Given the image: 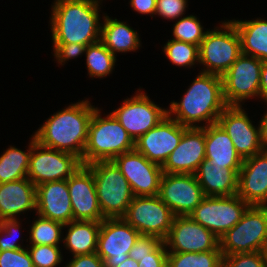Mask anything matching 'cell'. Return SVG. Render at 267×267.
Returning a JSON list of instances; mask_svg holds the SVG:
<instances>
[{"label":"cell","mask_w":267,"mask_h":267,"mask_svg":"<svg viewBox=\"0 0 267 267\" xmlns=\"http://www.w3.org/2000/svg\"><path fill=\"white\" fill-rule=\"evenodd\" d=\"M237 195L250 206H267V152L244 159Z\"/></svg>","instance_id":"cell-21"},{"label":"cell","mask_w":267,"mask_h":267,"mask_svg":"<svg viewBox=\"0 0 267 267\" xmlns=\"http://www.w3.org/2000/svg\"><path fill=\"white\" fill-rule=\"evenodd\" d=\"M34 267H58L63 261L62 248L51 245H28Z\"/></svg>","instance_id":"cell-35"},{"label":"cell","mask_w":267,"mask_h":267,"mask_svg":"<svg viewBox=\"0 0 267 267\" xmlns=\"http://www.w3.org/2000/svg\"><path fill=\"white\" fill-rule=\"evenodd\" d=\"M35 211L36 186L28 179L0 184V220L19 219V215Z\"/></svg>","instance_id":"cell-23"},{"label":"cell","mask_w":267,"mask_h":267,"mask_svg":"<svg viewBox=\"0 0 267 267\" xmlns=\"http://www.w3.org/2000/svg\"><path fill=\"white\" fill-rule=\"evenodd\" d=\"M263 254H264V258H265V260H266V262H267V241H266V243H265V246H264V249H263Z\"/></svg>","instance_id":"cell-48"},{"label":"cell","mask_w":267,"mask_h":267,"mask_svg":"<svg viewBox=\"0 0 267 267\" xmlns=\"http://www.w3.org/2000/svg\"><path fill=\"white\" fill-rule=\"evenodd\" d=\"M103 0H54L49 20L52 43L85 45L100 40Z\"/></svg>","instance_id":"cell-3"},{"label":"cell","mask_w":267,"mask_h":267,"mask_svg":"<svg viewBox=\"0 0 267 267\" xmlns=\"http://www.w3.org/2000/svg\"><path fill=\"white\" fill-rule=\"evenodd\" d=\"M219 240L223 256L263 251L267 241V206H250Z\"/></svg>","instance_id":"cell-7"},{"label":"cell","mask_w":267,"mask_h":267,"mask_svg":"<svg viewBox=\"0 0 267 267\" xmlns=\"http://www.w3.org/2000/svg\"><path fill=\"white\" fill-rule=\"evenodd\" d=\"M187 128L167 115L154 128L135 141L134 149L149 161L162 166L179 145Z\"/></svg>","instance_id":"cell-18"},{"label":"cell","mask_w":267,"mask_h":267,"mask_svg":"<svg viewBox=\"0 0 267 267\" xmlns=\"http://www.w3.org/2000/svg\"><path fill=\"white\" fill-rule=\"evenodd\" d=\"M249 207L237 194L205 196L189 216L220 238L240 221Z\"/></svg>","instance_id":"cell-8"},{"label":"cell","mask_w":267,"mask_h":267,"mask_svg":"<svg viewBox=\"0 0 267 267\" xmlns=\"http://www.w3.org/2000/svg\"><path fill=\"white\" fill-rule=\"evenodd\" d=\"M167 252H205L220 250V240L213 232L189 215L175 216L164 240Z\"/></svg>","instance_id":"cell-17"},{"label":"cell","mask_w":267,"mask_h":267,"mask_svg":"<svg viewBox=\"0 0 267 267\" xmlns=\"http://www.w3.org/2000/svg\"><path fill=\"white\" fill-rule=\"evenodd\" d=\"M220 26L208 29L199 45L200 72L223 76L242 54L240 37L231 20L220 22Z\"/></svg>","instance_id":"cell-6"},{"label":"cell","mask_w":267,"mask_h":267,"mask_svg":"<svg viewBox=\"0 0 267 267\" xmlns=\"http://www.w3.org/2000/svg\"><path fill=\"white\" fill-rule=\"evenodd\" d=\"M100 41L116 57L117 53L137 52L141 47L139 32L134 30L127 21L109 17L103 13ZM137 50V51H136Z\"/></svg>","instance_id":"cell-26"},{"label":"cell","mask_w":267,"mask_h":267,"mask_svg":"<svg viewBox=\"0 0 267 267\" xmlns=\"http://www.w3.org/2000/svg\"><path fill=\"white\" fill-rule=\"evenodd\" d=\"M262 65L263 61L244 54L231 65L222 76L223 95L228 106H243L248 99H260Z\"/></svg>","instance_id":"cell-9"},{"label":"cell","mask_w":267,"mask_h":267,"mask_svg":"<svg viewBox=\"0 0 267 267\" xmlns=\"http://www.w3.org/2000/svg\"><path fill=\"white\" fill-rule=\"evenodd\" d=\"M140 233L123 218H106L101 221L96 253L104 267H117L129 257L128 253Z\"/></svg>","instance_id":"cell-13"},{"label":"cell","mask_w":267,"mask_h":267,"mask_svg":"<svg viewBox=\"0 0 267 267\" xmlns=\"http://www.w3.org/2000/svg\"><path fill=\"white\" fill-rule=\"evenodd\" d=\"M21 219H3L0 220V251L15 250L25 248L22 242L21 235ZM22 244V245H21Z\"/></svg>","instance_id":"cell-36"},{"label":"cell","mask_w":267,"mask_h":267,"mask_svg":"<svg viewBox=\"0 0 267 267\" xmlns=\"http://www.w3.org/2000/svg\"><path fill=\"white\" fill-rule=\"evenodd\" d=\"M162 241L154 236L140 235L136 243L133 245L128 255L135 261H139V258L148 256Z\"/></svg>","instance_id":"cell-41"},{"label":"cell","mask_w":267,"mask_h":267,"mask_svg":"<svg viewBox=\"0 0 267 267\" xmlns=\"http://www.w3.org/2000/svg\"><path fill=\"white\" fill-rule=\"evenodd\" d=\"M205 196H234L238 190V173L230 168L203 160L195 172Z\"/></svg>","instance_id":"cell-25"},{"label":"cell","mask_w":267,"mask_h":267,"mask_svg":"<svg viewBox=\"0 0 267 267\" xmlns=\"http://www.w3.org/2000/svg\"><path fill=\"white\" fill-rule=\"evenodd\" d=\"M101 108L94 110L83 152L82 165L96 161H112L115 157L134 150L135 141L111 113L102 116Z\"/></svg>","instance_id":"cell-4"},{"label":"cell","mask_w":267,"mask_h":267,"mask_svg":"<svg viewBox=\"0 0 267 267\" xmlns=\"http://www.w3.org/2000/svg\"><path fill=\"white\" fill-rule=\"evenodd\" d=\"M242 106H227L218 117L217 123L229 135L239 156L244 160L260 152V123L253 124Z\"/></svg>","instance_id":"cell-15"},{"label":"cell","mask_w":267,"mask_h":267,"mask_svg":"<svg viewBox=\"0 0 267 267\" xmlns=\"http://www.w3.org/2000/svg\"><path fill=\"white\" fill-rule=\"evenodd\" d=\"M205 160V127H188L179 145L161 166L163 173L195 174Z\"/></svg>","instance_id":"cell-20"},{"label":"cell","mask_w":267,"mask_h":267,"mask_svg":"<svg viewBox=\"0 0 267 267\" xmlns=\"http://www.w3.org/2000/svg\"><path fill=\"white\" fill-rule=\"evenodd\" d=\"M221 250L205 252H168L167 267H222Z\"/></svg>","instance_id":"cell-32"},{"label":"cell","mask_w":267,"mask_h":267,"mask_svg":"<svg viewBox=\"0 0 267 267\" xmlns=\"http://www.w3.org/2000/svg\"><path fill=\"white\" fill-rule=\"evenodd\" d=\"M35 219L30 225L29 238L26 239L27 245H51L60 246L63 237L64 224L58 221L43 218L36 214Z\"/></svg>","instance_id":"cell-31"},{"label":"cell","mask_w":267,"mask_h":267,"mask_svg":"<svg viewBox=\"0 0 267 267\" xmlns=\"http://www.w3.org/2000/svg\"><path fill=\"white\" fill-rule=\"evenodd\" d=\"M267 104V62H263L260 79V101Z\"/></svg>","instance_id":"cell-45"},{"label":"cell","mask_w":267,"mask_h":267,"mask_svg":"<svg viewBox=\"0 0 267 267\" xmlns=\"http://www.w3.org/2000/svg\"><path fill=\"white\" fill-rule=\"evenodd\" d=\"M167 249L162 241L148 256L139 258V267H167Z\"/></svg>","instance_id":"cell-42"},{"label":"cell","mask_w":267,"mask_h":267,"mask_svg":"<svg viewBox=\"0 0 267 267\" xmlns=\"http://www.w3.org/2000/svg\"><path fill=\"white\" fill-rule=\"evenodd\" d=\"M162 51L176 67L190 69L199 64V46L194 44L170 39L164 44Z\"/></svg>","instance_id":"cell-33"},{"label":"cell","mask_w":267,"mask_h":267,"mask_svg":"<svg viewBox=\"0 0 267 267\" xmlns=\"http://www.w3.org/2000/svg\"><path fill=\"white\" fill-rule=\"evenodd\" d=\"M74 154L51 149L36 142L30 155L27 178L35 185L69 179L80 167Z\"/></svg>","instance_id":"cell-12"},{"label":"cell","mask_w":267,"mask_h":267,"mask_svg":"<svg viewBox=\"0 0 267 267\" xmlns=\"http://www.w3.org/2000/svg\"><path fill=\"white\" fill-rule=\"evenodd\" d=\"M195 77L180 101L171 100L166 109L167 115L182 126L202 128L217 123L228 105L221 76L199 72Z\"/></svg>","instance_id":"cell-1"},{"label":"cell","mask_w":267,"mask_h":267,"mask_svg":"<svg viewBox=\"0 0 267 267\" xmlns=\"http://www.w3.org/2000/svg\"><path fill=\"white\" fill-rule=\"evenodd\" d=\"M53 56L55 62L59 65H65L67 61L82 57L85 53L86 46L77 43H52Z\"/></svg>","instance_id":"cell-39"},{"label":"cell","mask_w":267,"mask_h":267,"mask_svg":"<svg viewBox=\"0 0 267 267\" xmlns=\"http://www.w3.org/2000/svg\"><path fill=\"white\" fill-rule=\"evenodd\" d=\"M131 186L134 196H156L163 175L161 165L151 162L135 149L112 160Z\"/></svg>","instance_id":"cell-16"},{"label":"cell","mask_w":267,"mask_h":267,"mask_svg":"<svg viewBox=\"0 0 267 267\" xmlns=\"http://www.w3.org/2000/svg\"><path fill=\"white\" fill-rule=\"evenodd\" d=\"M117 267H139V264L134 259L128 257L127 260H125L124 262H122Z\"/></svg>","instance_id":"cell-47"},{"label":"cell","mask_w":267,"mask_h":267,"mask_svg":"<svg viewBox=\"0 0 267 267\" xmlns=\"http://www.w3.org/2000/svg\"><path fill=\"white\" fill-rule=\"evenodd\" d=\"M36 214L63 224L73 221L67 180L46 182L36 186Z\"/></svg>","instance_id":"cell-22"},{"label":"cell","mask_w":267,"mask_h":267,"mask_svg":"<svg viewBox=\"0 0 267 267\" xmlns=\"http://www.w3.org/2000/svg\"><path fill=\"white\" fill-rule=\"evenodd\" d=\"M175 215L156 196H134L123 219L141 235L154 236L164 241Z\"/></svg>","instance_id":"cell-10"},{"label":"cell","mask_w":267,"mask_h":267,"mask_svg":"<svg viewBox=\"0 0 267 267\" xmlns=\"http://www.w3.org/2000/svg\"><path fill=\"white\" fill-rule=\"evenodd\" d=\"M85 61L89 77L103 79L112 74L117 57L99 40L85 49Z\"/></svg>","instance_id":"cell-30"},{"label":"cell","mask_w":267,"mask_h":267,"mask_svg":"<svg viewBox=\"0 0 267 267\" xmlns=\"http://www.w3.org/2000/svg\"><path fill=\"white\" fill-rule=\"evenodd\" d=\"M31 136L25 151L10 145L0 155V184L27 178L30 155L37 142L35 136Z\"/></svg>","instance_id":"cell-29"},{"label":"cell","mask_w":267,"mask_h":267,"mask_svg":"<svg viewBox=\"0 0 267 267\" xmlns=\"http://www.w3.org/2000/svg\"><path fill=\"white\" fill-rule=\"evenodd\" d=\"M222 267H267L262 251L223 256Z\"/></svg>","instance_id":"cell-37"},{"label":"cell","mask_w":267,"mask_h":267,"mask_svg":"<svg viewBox=\"0 0 267 267\" xmlns=\"http://www.w3.org/2000/svg\"><path fill=\"white\" fill-rule=\"evenodd\" d=\"M72 257L68 263H64V267H104V261L96 252Z\"/></svg>","instance_id":"cell-43"},{"label":"cell","mask_w":267,"mask_h":267,"mask_svg":"<svg viewBox=\"0 0 267 267\" xmlns=\"http://www.w3.org/2000/svg\"><path fill=\"white\" fill-rule=\"evenodd\" d=\"M87 166L93 173L103 217L123 218L134 197L127 179L113 161H96Z\"/></svg>","instance_id":"cell-5"},{"label":"cell","mask_w":267,"mask_h":267,"mask_svg":"<svg viewBox=\"0 0 267 267\" xmlns=\"http://www.w3.org/2000/svg\"><path fill=\"white\" fill-rule=\"evenodd\" d=\"M96 108L89 98L71 103L48 117L33 135L40 145L74 154L82 163L89 124Z\"/></svg>","instance_id":"cell-2"},{"label":"cell","mask_w":267,"mask_h":267,"mask_svg":"<svg viewBox=\"0 0 267 267\" xmlns=\"http://www.w3.org/2000/svg\"><path fill=\"white\" fill-rule=\"evenodd\" d=\"M73 220L102 221L92 170L82 165L67 179Z\"/></svg>","instance_id":"cell-19"},{"label":"cell","mask_w":267,"mask_h":267,"mask_svg":"<svg viewBox=\"0 0 267 267\" xmlns=\"http://www.w3.org/2000/svg\"><path fill=\"white\" fill-rule=\"evenodd\" d=\"M0 267H34L30 253L25 248L0 251Z\"/></svg>","instance_id":"cell-40"},{"label":"cell","mask_w":267,"mask_h":267,"mask_svg":"<svg viewBox=\"0 0 267 267\" xmlns=\"http://www.w3.org/2000/svg\"><path fill=\"white\" fill-rule=\"evenodd\" d=\"M134 93L110 113L136 141L167 116V109L155 104L141 88Z\"/></svg>","instance_id":"cell-11"},{"label":"cell","mask_w":267,"mask_h":267,"mask_svg":"<svg viewBox=\"0 0 267 267\" xmlns=\"http://www.w3.org/2000/svg\"><path fill=\"white\" fill-rule=\"evenodd\" d=\"M205 159L212 165L233 169L238 174L244 161L218 123L205 127Z\"/></svg>","instance_id":"cell-24"},{"label":"cell","mask_w":267,"mask_h":267,"mask_svg":"<svg viewBox=\"0 0 267 267\" xmlns=\"http://www.w3.org/2000/svg\"><path fill=\"white\" fill-rule=\"evenodd\" d=\"M157 0H130L129 4L132 10L137 14L150 15L152 18L156 13Z\"/></svg>","instance_id":"cell-44"},{"label":"cell","mask_w":267,"mask_h":267,"mask_svg":"<svg viewBox=\"0 0 267 267\" xmlns=\"http://www.w3.org/2000/svg\"><path fill=\"white\" fill-rule=\"evenodd\" d=\"M101 221L73 220L64 224L62 243L72 256L92 254L97 251ZM67 228V229H66ZM65 234V237H64Z\"/></svg>","instance_id":"cell-27"},{"label":"cell","mask_w":267,"mask_h":267,"mask_svg":"<svg viewBox=\"0 0 267 267\" xmlns=\"http://www.w3.org/2000/svg\"><path fill=\"white\" fill-rule=\"evenodd\" d=\"M172 36L174 40L187 42L199 46L205 38V31L200 19L194 15H186L174 21Z\"/></svg>","instance_id":"cell-34"},{"label":"cell","mask_w":267,"mask_h":267,"mask_svg":"<svg viewBox=\"0 0 267 267\" xmlns=\"http://www.w3.org/2000/svg\"><path fill=\"white\" fill-rule=\"evenodd\" d=\"M188 0H157L155 15L167 20H177L185 16Z\"/></svg>","instance_id":"cell-38"},{"label":"cell","mask_w":267,"mask_h":267,"mask_svg":"<svg viewBox=\"0 0 267 267\" xmlns=\"http://www.w3.org/2000/svg\"><path fill=\"white\" fill-rule=\"evenodd\" d=\"M267 106V105H266ZM259 120L260 134H261V147L264 152H267V110Z\"/></svg>","instance_id":"cell-46"},{"label":"cell","mask_w":267,"mask_h":267,"mask_svg":"<svg viewBox=\"0 0 267 267\" xmlns=\"http://www.w3.org/2000/svg\"><path fill=\"white\" fill-rule=\"evenodd\" d=\"M240 37L241 53L267 62V20H231Z\"/></svg>","instance_id":"cell-28"},{"label":"cell","mask_w":267,"mask_h":267,"mask_svg":"<svg viewBox=\"0 0 267 267\" xmlns=\"http://www.w3.org/2000/svg\"><path fill=\"white\" fill-rule=\"evenodd\" d=\"M159 198L175 216L189 215L205 195L194 174L163 173Z\"/></svg>","instance_id":"cell-14"}]
</instances>
